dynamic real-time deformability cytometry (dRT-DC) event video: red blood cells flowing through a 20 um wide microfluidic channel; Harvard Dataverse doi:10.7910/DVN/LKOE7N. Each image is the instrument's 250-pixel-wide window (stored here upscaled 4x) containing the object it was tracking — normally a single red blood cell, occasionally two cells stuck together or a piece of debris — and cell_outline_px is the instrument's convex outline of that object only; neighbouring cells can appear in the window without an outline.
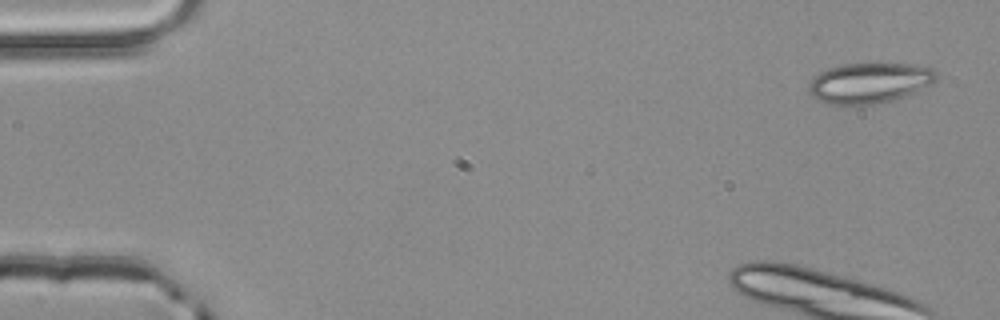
{"species": "common noctule bat (a hibernating species)", "species_latin": "Nyctalus noctula", "temperature_condition": "room temperature", "stored_images_in_passage": 5, "camera_frame_rate_fps": 3000, "um_per_image_px": 0.085, "animal": {"sex": "male", "body_mass_g": 20.4}, "frame": {"image": 1, "passage_image": 1, "time_ms": 0.0, "image_size_px": [1000, 320], "cell_outline_px": [[936, 80], [932, 84], [896, 100], [852, 108], [824, 104], [812, 96], [808, 92], [808, 84], [812, 76], [828, 68], [840, 64], [912, 64], [932, 68], [936, 72]], "centroid_in_image_um": [73.82, 7.1], "position_along_channel_um": 11.2, "area_um2": 30.98}}